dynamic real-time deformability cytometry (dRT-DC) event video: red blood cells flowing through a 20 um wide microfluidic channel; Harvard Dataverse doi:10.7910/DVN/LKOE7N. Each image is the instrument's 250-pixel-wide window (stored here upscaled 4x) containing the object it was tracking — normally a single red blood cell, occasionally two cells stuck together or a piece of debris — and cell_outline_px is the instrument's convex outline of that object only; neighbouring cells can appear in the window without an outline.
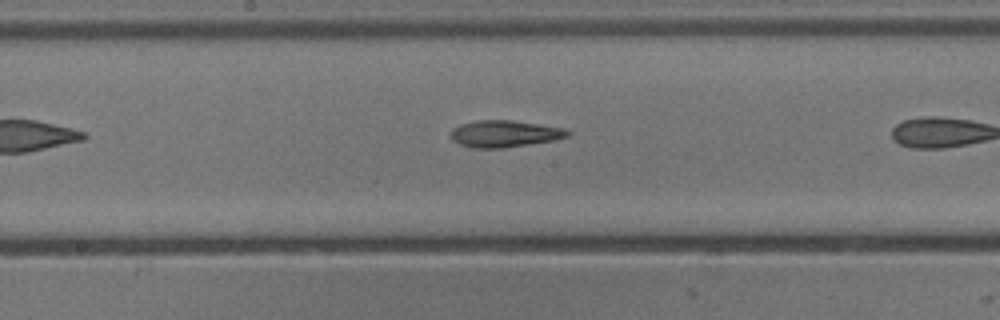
{"species": "common noctule bat (a hibernating species)", "species_latin": "Nyctalus noctula", "temperature_condition": "cold", "stored_images_in_passage": 13, "camera_frame_rate_fps": 3000, "um_per_image_px": 0.085, "animal": {"sex": "male", "body_mass_g": 13.3}, "frame": {"image": 1, "passage_image": 11, "time_ms": 3.333, "image_size_px": [1000, 320], "cell_outline_px": [[572, 132], [568, 136], [552, 140], [528, 144], [500, 148], [472, 148], [460, 144], [452, 140], [452, 128], [460, 124], [476, 120], [512, 120], [564, 128]], "centroid_in_image_um": [42.87, 11.36], "position_along_channel_um": 205.3, "area_um2": 18.09}}